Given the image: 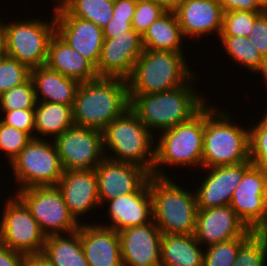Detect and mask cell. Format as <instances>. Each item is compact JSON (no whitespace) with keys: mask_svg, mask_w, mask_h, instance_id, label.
<instances>
[{"mask_svg":"<svg viewBox=\"0 0 267 266\" xmlns=\"http://www.w3.org/2000/svg\"><path fill=\"white\" fill-rule=\"evenodd\" d=\"M194 78L196 74L186 84L169 91L128 94L129 107L152 133L154 130L161 133L184 123L207 103L193 88L195 85L191 82L196 80Z\"/></svg>","mask_w":267,"mask_h":266,"instance_id":"cell-1","label":"cell"},{"mask_svg":"<svg viewBox=\"0 0 267 266\" xmlns=\"http://www.w3.org/2000/svg\"><path fill=\"white\" fill-rule=\"evenodd\" d=\"M130 106L128 82L123 78L99 77L80 82L74 104V125L102 131Z\"/></svg>","mask_w":267,"mask_h":266,"instance_id":"cell-2","label":"cell"},{"mask_svg":"<svg viewBox=\"0 0 267 266\" xmlns=\"http://www.w3.org/2000/svg\"><path fill=\"white\" fill-rule=\"evenodd\" d=\"M208 105H204L202 168L249 161V129L233 123L225 110Z\"/></svg>","mask_w":267,"mask_h":266,"instance_id":"cell-3","label":"cell"},{"mask_svg":"<svg viewBox=\"0 0 267 266\" xmlns=\"http://www.w3.org/2000/svg\"><path fill=\"white\" fill-rule=\"evenodd\" d=\"M153 134L155 131L152 133L129 107L102 130L104 155L113 161L139 165L152 175L156 144ZM109 149L110 155L106 152Z\"/></svg>","mask_w":267,"mask_h":266,"instance_id":"cell-4","label":"cell"},{"mask_svg":"<svg viewBox=\"0 0 267 266\" xmlns=\"http://www.w3.org/2000/svg\"><path fill=\"white\" fill-rule=\"evenodd\" d=\"M169 177L150 176L153 222L162 234L192 235L196 229L195 191H187Z\"/></svg>","mask_w":267,"mask_h":266,"instance_id":"cell-5","label":"cell"},{"mask_svg":"<svg viewBox=\"0 0 267 266\" xmlns=\"http://www.w3.org/2000/svg\"><path fill=\"white\" fill-rule=\"evenodd\" d=\"M183 53L143 49L127 79L128 94H152L173 90L194 75Z\"/></svg>","mask_w":267,"mask_h":266,"instance_id":"cell-6","label":"cell"},{"mask_svg":"<svg viewBox=\"0 0 267 266\" xmlns=\"http://www.w3.org/2000/svg\"><path fill=\"white\" fill-rule=\"evenodd\" d=\"M159 134L155 144L152 176L169 177L163 172L164 169H161L168 165L195 168L199 166V169H202L204 106L188 121Z\"/></svg>","mask_w":267,"mask_h":266,"instance_id":"cell-7","label":"cell"},{"mask_svg":"<svg viewBox=\"0 0 267 266\" xmlns=\"http://www.w3.org/2000/svg\"><path fill=\"white\" fill-rule=\"evenodd\" d=\"M54 15L53 11L50 22L40 21L41 18H27L5 23L0 19L1 52L18 60L30 70L44 66L50 39L56 32Z\"/></svg>","mask_w":267,"mask_h":266,"instance_id":"cell-8","label":"cell"},{"mask_svg":"<svg viewBox=\"0 0 267 266\" xmlns=\"http://www.w3.org/2000/svg\"><path fill=\"white\" fill-rule=\"evenodd\" d=\"M48 140L32 138L9 164L18 190L59 183L64 169L53 140Z\"/></svg>","mask_w":267,"mask_h":266,"instance_id":"cell-9","label":"cell"},{"mask_svg":"<svg viewBox=\"0 0 267 266\" xmlns=\"http://www.w3.org/2000/svg\"><path fill=\"white\" fill-rule=\"evenodd\" d=\"M4 205L0 243L23 254L42 253L46 236L29 208L16 194L10 196Z\"/></svg>","mask_w":267,"mask_h":266,"instance_id":"cell-10","label":"cell"},{"mask_svg":"<svg viewBox=\"0 0 267 266\" xmlns=\"http://www.w3.org/2000/svg\"><path fill=\"white\" fill-rule=\"evenodd\" d=\"M17 191L14 194L29 208L46 237L78 229L80 224L69 213L57 186H34Z\"/></svg>","mask_w":267,"mask_h":266,"instance_id":"cell-11","label":"cell"},{"mask_svg":"<svg viewBox=\"0 0 267 266\" xmlns=\"http://www.w3.org/2000/svg\"><path fill=\"white\" fill-rule=\"evenodd\" d=\"M65 170H92L105 158L102 131L73 125L53 140Z\"/></svg>","mask_w":267,"mask_h":266,"instance_id":"cell-12","label":"cell"},{"mask_svg":"<svg viewBox=\"0 0 267 266\" xmlns=\"http://www.w3.org/2000/svg\"><path fill=\"white\" fill-rule=\"evenodd\" d=\"M231 208L255 232H267V173L252 165L234 190Z\"/></svg>","mask_w":267,"mask_h":266,"instance_id":"cell-13","label":"cell"},{"mask_svg":"<svg viewBox=\"0 0 267 266\" xmlns=\"http://www.w3.org/2000/svg\"><path fill=\"white\" fill-rule=\"evenodd\" d=\"M142 52V37L133 28L114 38H104L96 65L97 74L127 80Z\"/></svg>","mask_w":267,"mask_h":266,"instance_id":"cell-14","label":"cell"},{"mask_svg":"<svg viewBox=\"0 0 267 266\" xmlns=\"http://www.w3.org/2000/svg\"><path fill=\"white\" fill-rule=\"evenodd\" d=\"M254 232L230 205L197 211L194 236L200 245L208 247L235 238H249Z\"/></svg>","mask_w":267,"mask_h":266,"instance_id":"cell-15","label":"cell"},{"mask_svg":"<svg viewBox=\"0 0 267 266\" xmlns=\"http://www.w3.org/2000/svg\"><path fill=\"white\" fill-rule=\"evenodd\" d=\"M100 205L122 195L136 192L151 176L143 167L104 158L95 168Z\"/></svg>","mask_w":267,"mask_h":266,"instance_id":"cell-16","label":"cell"},{"mask_svg":"<svg viewBox=\"0 0 267 266\" xmlns=\"http://www.w3.org/2000/svg\"><path fill=\"white\" fill-rule=\"evenodd\" d=\"M252 165L249 160L238 165L202 168L208 173L196 187L195 195L198 209L230 205L234 190Z\"/></svg>","mask_w":267,"mask_h":266,"instance_id":"cell-17","label":"cell"},{"mask_svg":"<svg viewBox=\"0 0 267 266\" xmlns=\"http://www.w3.org/2000/svg\"><path fill=\"white\" fill-rule=\"evenodd\" d=\"M54 7L56 33L96 67L104 42L103 29L89 20L70 16L58 3Z\"/></svg>","mask_w":267,"mask_h":266,"instance_id":"cell-18","label":"cell"},{"mask_svg":"<svg viewBox=\"0 0 267 266\" xmlns=\"http://www.w3.org/2000/svg\"><path fill=\"white\" fill-rule=\"evenodd\" d=\"M118 233L123 266H161L162 232L153 221Z\"/></svg>","mask_w":267,"mask_h":266,"instance_id":"cell-19","label":"cell"},{"mask_svg":"<svg viewBox=\"0 0 267 266\" xmlns=\"http://www.w3.org/2000/svg\"><path fill=\"white\" fill-rule=\"evenodd\" d=\"M68 211L78 224H84L79 217L85 216L95 207H100L98 181L95 169L65 170L59 183ZM80 222V223H79Z\"/></svg>","mask_w":267,"mask_h":266,"instance_id":"cell-20","label":"cell"},{"mask_svg":"<svg viewBox=\"0 0 267 266\" xmlns=\"http://www.w3.org/2000/svg\"><path fill=\"white\" fill-rule=\"evenodd\" d=\"M174 11L185 38L219 37L224 15L219 0H179Z\"/></svg>","mask_w":267,"mask_h":266,"instance_id":"cell-21","label":"cell"},{"mask_svg":"<svg viewBox=\"0 0 267 266\" xmlns=\"http://www.w3.org/2000/svg\"><path fill=\"white\" fill-rule=\"evenodd\" d=\"M108 203L109 224H100L119 232L126 228L143 226L153 221L149 179L134 193L114 198Z\"/></svg>","mask_w":267,"mask_h":266,"instance_id":"cell-22","label":"cell"},{"mask_svg":"<svg viewBox=\"0 0 267 266\" xmlns=\"http://www.w3.org/2000/svg\"><path fill=\"white\" fill-rule=\"evenodd\" d=\"M79 235L88 266H123L117 231L93 222L79 225Z\"/></svg>","mask_w":267,"mask_h":266,"instance_id":"cell-23","label":"cell"},{"mask_svg":"<svg viewBox=\"0 0 267 266\" xmlns=\"http://www.w3.org/2000/svg\"><path fill=\"white\" fill-rule=\"evenodd\" d=\"M45 65L49 69L79 82L99 78L96 67L78 51L71 48L56 32L50 39Z\"/></svg>","mask_w":267,"mask_h":266,"instance_id":"cell-24","label":"cell"},{"mask_svg":"<svg viewBox=\"0 0 267 266\" xmlns=\"http://www.w3.org/2000/svg\"><path fill=\"white\" fill-rule=\"evenodd\" d=\"M30 78L37 102H53L73 107L80 84L78 80L63 76L46 65L31 69Z\"/></svg>","mask_w":267,"mask_h":266,"instance_id":"cell-25","label":"cell"},{"mask_svg":"<svg viewBox=\"0 0 267 266\" xmlns=\"http://www.w3.org/2000/svg\"><path fill=\"white\" fill-rule=\"evenodd\" d=\"M201 247L194 234H162L161 266H203L204 252Z\"/></svg>","mask_w":267,"mask_h":266,"instance_id":"cell-26","label":"cell"},{"mask_svg":"<svg viewBox=\"0 0 267 266\" xmlns=\"http://www.w3.org/2000/svg\"><path fill=\"white\" fill-rule=\"evenodd\" d=\"M184 35L174 10L154 21L142 36L143 49L184 53Z\"/></svg>","mask_w":267,"mask_h":266,"instance_id":"cell-27","label":"cell"},{"mask_svg":"<svg viewBox=\"0 0 267 266\" xmlns=\"http://www.w3.org/2000/svg\"><path fill=\"white\" fill-rule=\"evenodd\" d=\"M73 125L72 106L53 102H37L34 139H39L37 135L39 133L40 137L48 136L54 140Z\"/></svg>","mask_w":267,"mask_h":266,"instance_id":"cell-28","label":"cell"},{"mask_svg":"<svg viewBox=\"0 0 267 266\" xmlns=\"http://www.w3.org/2000/svg\"><path fill=\"white\" fill-rule=\"evenodd\" d=\"M42 253L52 266H88L81 246L79 227L65 235L47 236Z\"/></svg>","mask_w":267,"mask_h":266,"instance_id":"cell-29","label":"cell"},{"mask_svg":"<svg viewBox=\"0 0 267 266\" xmlns=\"http://www.w3.org/2000/svg\"><path fill=\"white\" fill-rule=\"evenodd\" d=\"M226 55L239 63L250 72L260 73L267 79V62L262 58L257 48L251 44L248 37L243 36H219Z\"/></svg>","mask_w":267,"mask_h":266,"instance_id":"cell-30","label":"cell"},{"mask_svg":"<svg viewBox=\"0 0 267 266\" xmlns=\"http://www.w3.org/2000/svg\"><path fill=\"white\" fill-rule=\"evenodd\" d=\"M70 15L89 20L103 29L113 17L114 0H56Z\"/></svg>","mask_w":267,"mask_h":266,"instance_id":"cell-31","label":"cell"},{"mask_svg":"<svg viewBox=\"0 0 267 266\" xmlns=\"http://www.w3.org/2000/svg\"><path fill=\"white\" fill-rule=\"evenodd\" d=\"M267 232H254L239 248L233 266H266Z\"/></svg>","mask_w":267,"mask_h":266,"instance_id":"cell-32","label":"cell"},{"mask_svg":"<svg viewBox=\"0 0 267 266\" xmlns=\"http://www.w3.org/2000/svg\"><path fill=\"white\" fill-rule=\"evenodd\" d=\"M36 104L37 99L31 78L0 95V110L35 109Z\"/></svg>","mask_w":267,"mask_h":266,"instance_id":"cell-33","label":"cell"},{"mask_svg":"<svg viewBox=\"0 0 267 266\" xmlns=\"http://www.w3.org/2000/svg\"><path fill=\"white\" fill-rule=\"evenodd\" d=\"M248 238H235L205 247L203 266H233L240 246Z\"/></svg>","mask_w":267,"mask_h":266,"instance_id":"cell-34","label":"cell"},{"mask_svg":"<svg viewBox=\"0 0 267 266\" xmlns=\"http://www.w3.org/2000/svg\"><path fill=\"white\" fill-rule=\"evenodd\" d=\"M249 156L254 166L267 173V113L249 128Z\"/></svg>","mask_w":267,"mask_h":266,"instance_id":"cell-35","label":"cell"},{"mask_svg":"<svg viewBox=\"0 0 267 266\" xmlns=\"http://www.w3.org/2000/svg\"><path fill=\"white\" fill-rule=\"evenodd\" d=\"M31 70L18 60L0 52V95L25 83Z\"/></svg>","mask_w":267,"mask_h":266,"instance_id":"cell-36","label":"cell"},{"mask_svg":"<svg viewBox=\"0 0 267 266\" xmlns=\"http://www.w3.org/2000/svg\"><path fill=\"white\" fill-rule=\"evenodd\" d=\"M263 12L229 11L224 12L222 30L219 36L249 37L255 19Z\"/></svg>","mask_w":267,"mask_h":266,"instance_id":"cell-37","label":"cell"},{"mask_svg":"<svg viewBox=\"0 0 267 266\" xmlns=\"http://www.w3.org/2000/svg\"><path fill=\"white\" fill-rule=\"evenodd\" d=\"M31 139L32 137L27 132L4 124L0 120V151L6 155L9 164Z\"/></svg>","mask_w":267,"mask_h":266,"instance_id":"cell-38","label":"cell"},{"mask_svg":"<svg viewBox=\"0 0 267 266\" xmlns=\"http://www.w3.org/2000/svg\"><path fill=\"white\" fill-rule=\"evenodd\" d=\"M167 11L163 6L150 0H137L132 28L142 37L149 26Z\"/></svg>","mask_w":267,"mask_h":266,"instance_id":"cell-39","label":"cell"},{"mask_svg":"<svg viewBox=\"0 0 267 266\" xmlns=\"http://www.w3.org/2000/svg\"><path fill=\"white\" fill-rule=\"evenodd\" d=\"M0 112V115H3L0 120L4 124L25 131L34 138L35 109L1 110Z\"/></svg>","mask_w":267,"mask_h":266,"instance_id":"cell-40","label":"cell"},{"mask_svg":"<svg viewBox=\"0 0 267 266\" xmlns=\"http://www.w3.org/2000/svg\"><path fill=\"white\" fill-rule=\"evenodd\" d=\"M251 44L257 48L262 58L267 62V11L261 13L254 21L251 35L248 37Z\"/></svg>","mask_w":267,"mask_h":266,"instance_id":"cell-41","label":"cell"},{"mask_svg":"<svg viewBox=\"0 0 267 266\" xmlns=\"http://www.w3.org/2000/svg\"><path fill=\"white\" fill-rule=\"evenodd\" d=\"M223 12L229 11H267V0H219Z\"/></svg>","mask_w":267,"mask_h":266,"instance_id":"cell-42","label":"cell"},{"mask_svg":"<svg viewBox=\"0 0 267 266\" xmlns=\"http://www.w3.org/2000/svg\"><path fill=\"white\" fill-rule=\"evenodd\" d=\"M133 18H121L113 16L108 24L103 28L104 38H114L117 35L132 29Z\"/></svg>","mask_w":267,"mask_h":266,"instance_id":"cell-43","label":"cell"},{"mask_svg":"<svg viewBox=\"0 0 267 266\" xmlns=\"http://www.w3.org/2000/svg\"><path fill=\"white\" fill-rule=\"evenodd\" d=\"M25 254L0 243V266H23Z\"/></svg>","mask_w":267,"mask_h":266,"instance_id":"cell-44","label":"cell"},{"mask_svg":"<svg viewBox=\"0 0 267 266\" xmlns=\"http://www.w3.org/2000/svg\"><path fill=\"white\" fill-rule=\"evenodd\" d=\"M137 0H114L113 16L133 18Z\"/></svg>","mask_w":267,"mask_h":266,"instance_id":"cell-45","label":"cell"},{"mask_svg":"<svg viewBox=\"0 0 267 266\" xmlns=\"http://www.w3.org/2000/svg\"><path fill=\"white\" fill-rule=\"evenodd\" d=\"M23 266H52L50 261L44 256L43 253L40 254H25L23 261Z\"/></svg>","mask_w":267,"mask_h":266,"instance_id":"cell-46","label":"cell"},{"mask_svg":"<svg viewBox=\"0 0 267 266\" xmlns=\"http://www.w3.org/2000/svg\"><path fill=\"white\" fill-rule=\"evenodd\" d=\"M163 6L166 10H175L179 0H150Z\"/></svg>","mask_w":267,"mask_h":266,"instance_id":"cell-47","label":"cell"},{"mask_svg":"<svg viewBox=\"0 0 267 266\" xmlns=\"http://www.w3.org/2000/svg\"><path fill=\"white\" fill-rule=\"evenodd\" d=\"M0 52H1V27H0Z\"/></svg>","mask_w":267,"mask_h":266,"instance_id":"cell-48","label":"cell"}]
</instances>
